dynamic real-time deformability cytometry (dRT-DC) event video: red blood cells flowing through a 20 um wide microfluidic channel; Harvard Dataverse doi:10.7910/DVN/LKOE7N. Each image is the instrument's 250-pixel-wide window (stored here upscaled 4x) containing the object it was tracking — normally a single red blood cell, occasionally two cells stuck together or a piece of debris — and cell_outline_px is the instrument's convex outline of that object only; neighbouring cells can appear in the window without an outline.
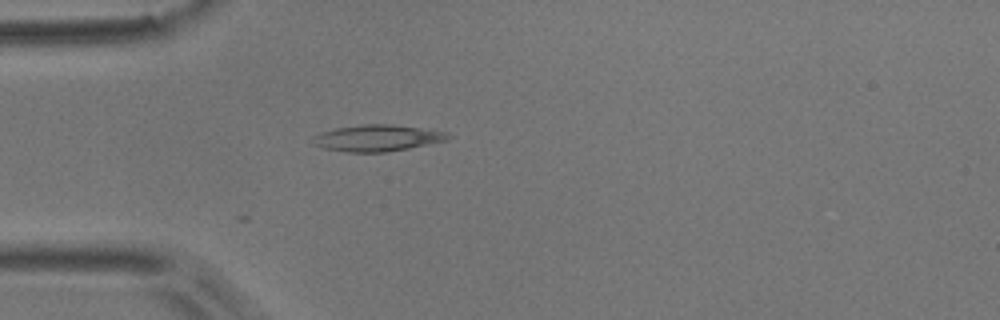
{"species": "common noctule bat (a hibernating species)", "species_latin": "Nyctalus noctula", "temperature_condition": "room temperature", "stored_images_in_passage": 1, "camera_frame_rate_fps": 3000, "um_per_image_px": 0.085, "animal": {"sex": "male", "body_mass_g": 17.9}, "frame": {"image": 1, "passage_image": 1, "time_ms": 0.0, "image_size_px": [1000, 320], "cell_outline_px": [[452, 136], [448, 140], [408, 148], [384, 152], [348, 152], [324, 148], [312, 144], [312, 136], [320, 132], [336, 128], [364, 124], [392, 124], [448, 132]], "centroid_in_image_um": [32.05, 11.73], "position_along_channel_um": 52.9, "area_um2": 20.81}}